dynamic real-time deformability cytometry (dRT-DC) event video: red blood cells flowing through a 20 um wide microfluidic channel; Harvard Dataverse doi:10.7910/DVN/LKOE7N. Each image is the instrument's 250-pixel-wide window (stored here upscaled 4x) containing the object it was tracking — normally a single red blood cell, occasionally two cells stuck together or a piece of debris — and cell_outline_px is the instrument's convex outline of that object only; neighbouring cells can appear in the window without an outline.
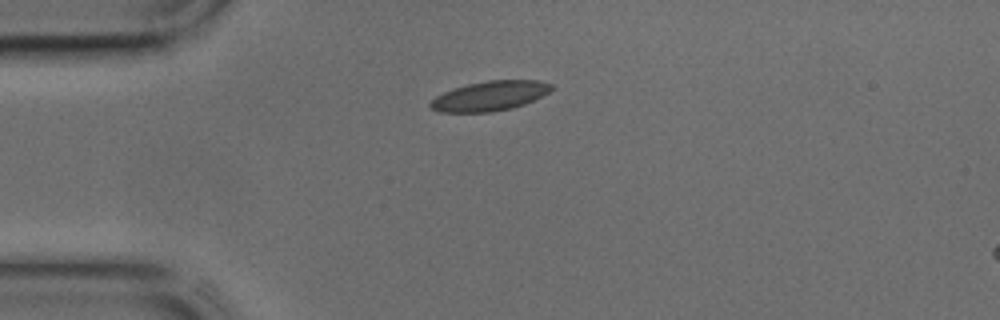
{"species": "common noctule bat (a hibernating species)", "species_latin": "Nyctalus noctula", "temperature_condition": "cold", "stored_images_in_passage": 25, "camera_frame_rate_fps": 3000, "um_per_image_px": 0.085, "animal": {"sex": "male", "body_mass_g": 17.9, "forearm_length_mm": 54.2}, "frame": {"image": 1, "passage_image": 1, "time_ms": 0.0, "image_size_px": [1000, 320], "cell_outline_px": [[552, 88], [548, 92], [524, 104], [512, 108], [492, 112], [440, 112], [432, 108], [428, 104], [436, 96], [452, 88], [468, 84], [488, 80], [536, 80], [552, 84]], "centroid_in_image_um": [41.6, 8.15], "position_along_channel_um": 43.4, "area_um2": 20.75}}
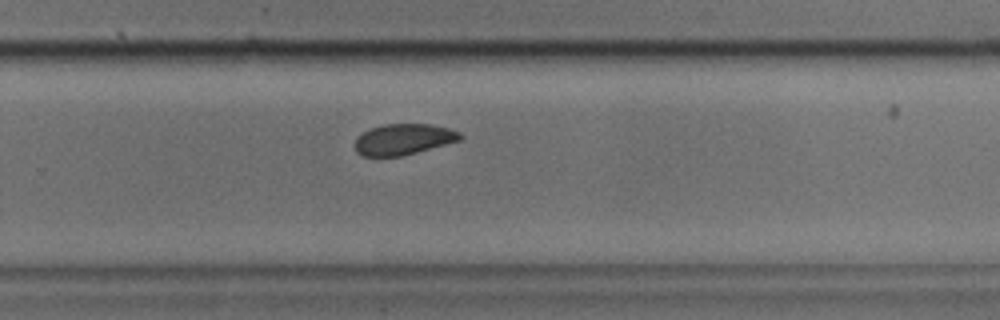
{"frame": {"image": 2, "passage_image": 19, "time_ms": 6.0, "image_size_px": [1000, 320], "cell_outline_px": [[464, 136], [460, 140], [416, 152], [400, 156], [364, 156], [356, 152], [356, 136], [372, 128], [384, 124], [432, 124], [448, 128], [460, 132]], "centroid_in_image_um": [34.3, 11.83], "position_along_channel_um": 295.5, "area_um2": 18.79}}
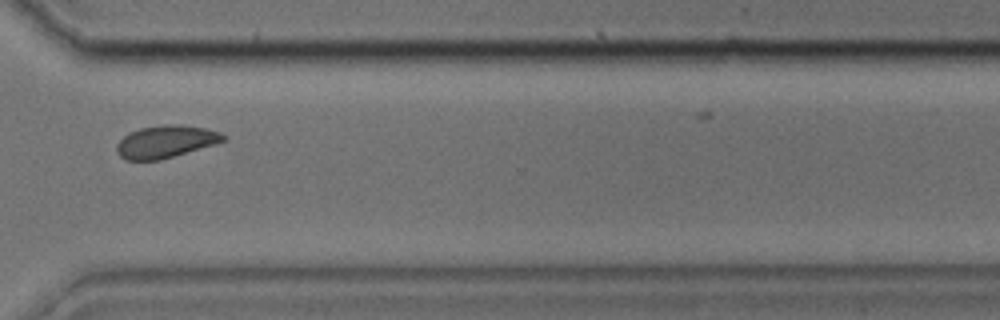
{"frame": {"image": 3, "passage_image": 23, "time_ms": 7.333, "image_size_px": [1000, 320], "cell_outline_px": [[228, 136], [224, 140], [216, 144], [160, 160], [124, 160], [116, 152], [116, 144], [124, 136], [140, 128], [172, 124], [180, 124], [204, 128], [220, 132]], "centroid_in_image_um": [14.09, 12.05], "position_along_channel_um": 356.5, "area_um2": 20.06}}